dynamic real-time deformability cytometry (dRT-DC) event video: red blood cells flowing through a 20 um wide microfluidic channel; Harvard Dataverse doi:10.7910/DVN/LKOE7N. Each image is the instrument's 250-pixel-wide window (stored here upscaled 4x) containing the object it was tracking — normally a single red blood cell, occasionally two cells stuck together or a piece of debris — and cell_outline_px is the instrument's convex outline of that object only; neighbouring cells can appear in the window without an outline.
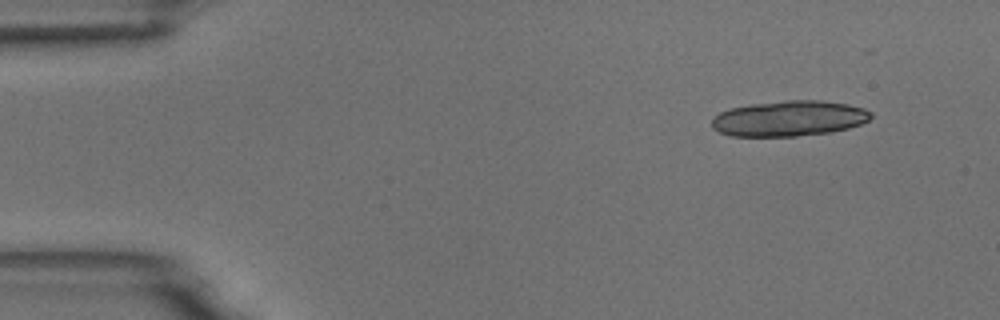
{"species": "common noctule bat (a hibernating species)", "species_latin": "Nyctalus noctula", "temperature_condition": "room temperature", "stored_images_in_passage": 4, "camera_frame_rate_fps": 3000, "um_per_image_px": 0.085, "animal": {"sex": "male", "body_mass_g": 18.8}, "frame": {"image": 1, "passage_image": 1, "time_ms": 0.0, "image_size_px": [1000, 320], "cell_outline_px": [[872, 116], [868, 120], [860, 124], [848, 128], [832, 132], [796, 136], [732, 136], [720, 132], [712, 128], [712, 120], [720, 112], [732, 108], [752, 104], [784, 100], [824, 100], [848, 104], [864, 108], [872, 112]], "centroid_in_image_um": [67.11, 10.06], "position_along_channel_um": 17.9, "area_um2": 32.95}}